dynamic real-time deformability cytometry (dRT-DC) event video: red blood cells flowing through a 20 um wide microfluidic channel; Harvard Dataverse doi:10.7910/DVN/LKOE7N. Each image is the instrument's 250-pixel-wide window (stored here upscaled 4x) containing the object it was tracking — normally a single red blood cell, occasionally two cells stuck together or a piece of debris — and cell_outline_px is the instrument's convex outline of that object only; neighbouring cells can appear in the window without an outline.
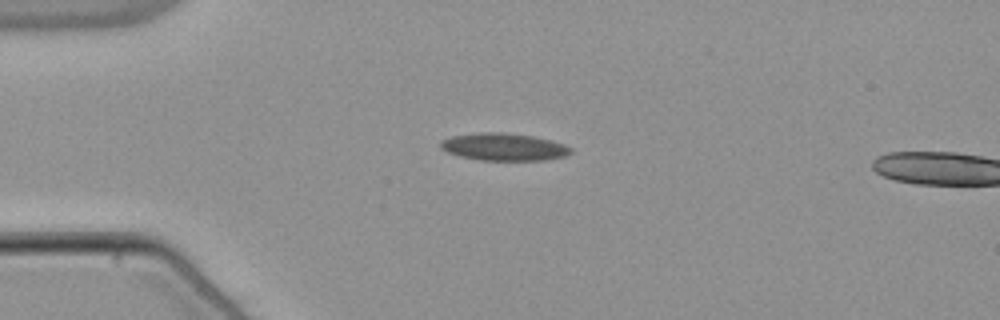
{"species": "common noctule bat (a hibernating species)", "species_latin": "Nyctalus noctula", "temperature_condition": "warm", "stored_images_in_passage": 55, "segment_of_instrument_passage": [1, 2], "camera_frame_rate_fps": 3000, "um_per_image_px": 0.085, "animal": {"sex": "male", "body_mass_g": 21.5, "forearm_length_mm": 52.0}, "frame": {"image": 1, "passage_image": 14, "time_ms": 4.333, "image_size_px": [1000, 320], "cell_outline_px": [[572, 152], [568, 156], [544, 160], [480, 160], [460, 156], [448, 152], [440, 148], [440, 140], [452, 136], [480, 132], [504, 132], [532, 136], [552, 140], [564, 144], [572, 148]], "centroid_in_image_um": [42.85, 12.48], "position_along_channel_um": 42.2, "area_um2": 20.92}}
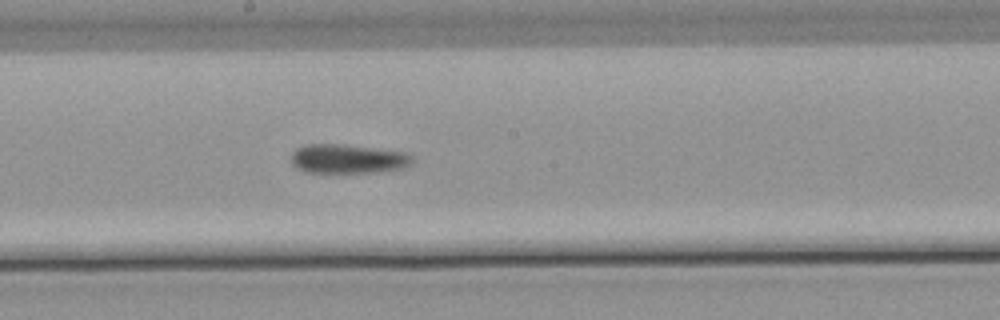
{"frame": {"image": 2, "passage_image": 30, "time_ms": 9.667, "image_size_px": [1000, 320], "cell_outline_px": [[412, 164], [400, 168], [372, 172], [308, 172], [296, 168], [292, 164], [292, 152], [296, 148], [304, 144], [344, 144], [404, 152], [412, 156]], "centroid_in_image_um": [29.52, 13.49], "position_along_channel_um": 218.7, "area_um2": 20.4}}
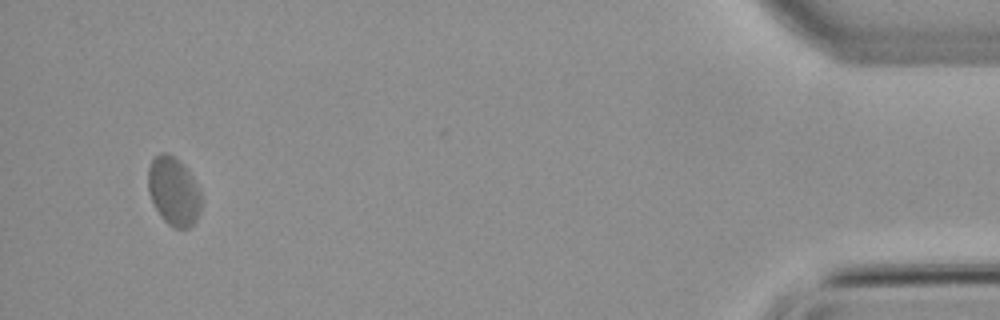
{"frame": {"image": 3, "passage_image": 52, "time_ms": 17.0, "image_size_px": [1000, 320], "cell_outline_px": [[200, 212], [196, 220], [188, 228], [176, 228], [168, 224], [160, 216], [148, 192], [148, 168], [152, 160], [160, 152], [168, 152], [180, 160], [184, 164], [200, 192]], "centroid_in_image_um": [14.74, 16.24], "position_along_channel_um": 420.5, "area_um2": 21.1}}